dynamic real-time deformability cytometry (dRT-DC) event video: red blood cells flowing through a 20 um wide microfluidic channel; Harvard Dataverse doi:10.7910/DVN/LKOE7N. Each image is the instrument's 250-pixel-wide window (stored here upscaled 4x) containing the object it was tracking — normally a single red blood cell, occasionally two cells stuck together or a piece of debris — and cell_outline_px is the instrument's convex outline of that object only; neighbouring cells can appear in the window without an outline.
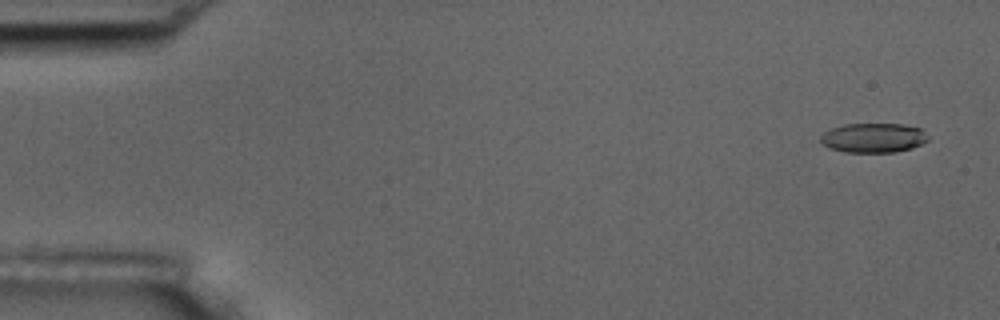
{"species": "common noctule bat (a hibernating species)", "species_latin": "Nyctalus noctula", "temperature_condition": "room temperature", "stored_images_in_passage": 57, "camera_frame_rate_fps": 3000, "um_per_image_px": 0.085, "animal": {"sex": "male", "body_mass_g": 17.5, "forearm_length_mm": 52.3}, "frame": {"image": 1, "passage_image": 3, "time_ms": 0.667, "image_size_px": [1000, 320], "cell_outline_px": [[928, 140], [912, 148], [896, 152], [844, 152], [828, 148], [820, 144], [820, 136], [824, 132], [832, 128], [844, 124], [904, 124], [920, 128], [928, 136]], "centroid_in_image_um": [74.2, 11.72], "position_along_channel_um": 10.8, "area_um2": 18.61}}
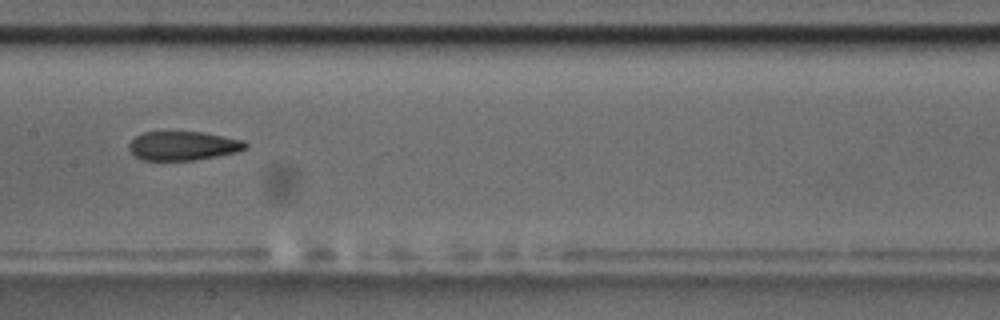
{"frame": {"image": 2, "passage_image": 29, "time_ms": 9.333, "image_size_px": [1000, 320], "cell_outline_px": [[248, 148], [236, 152], [196, 160], [144, 160], [136, 156], [128, 148], [128, 144], [136, 136], [144, 132], [204, 132], [244, 140], [248, 144]], "centroid_in_image_um": [15.59, 12.39], "position_along_channel_um": 191.8, "area_um2": 19.65}}
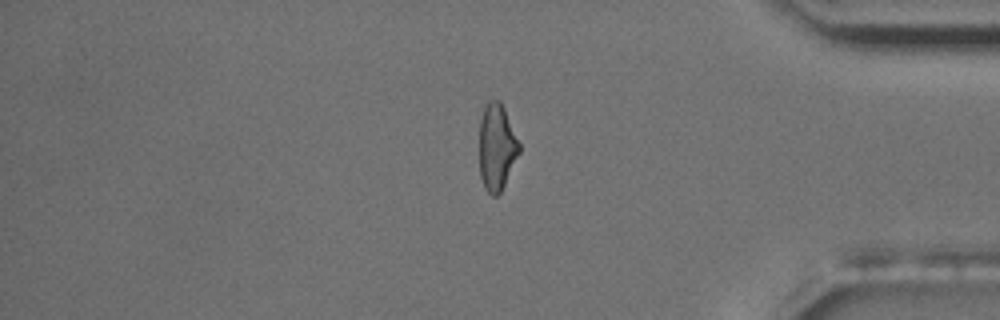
{"frame": {"image": 3, "passage_image": 48, "time_ms": 15.667, "image_size_px": [1000, 320], "cell_outline_px": [[520, 152], [500, 192], [496, 196], [492, 196], [484, 188], [480, 176], [480, 120], [484, 108], [488, 100], [500, 100], [504, 108], [520, 144]], "centroid_in_image_um": [42.22, 12.5], "position_along_channel_um": 393.0, "area_um2": 19.94}, "authors_computed_cell_mechanics": {"area_um2": 20.4612, "velocity_mm_per_s": 3.5694, "shape_relaxation_time_tau1_ms": null, "shape_relaxation_time_tau2_ms": 3.1594, "deformation_change_tau1": null, "deformation_change_tau2": 0.1122}}